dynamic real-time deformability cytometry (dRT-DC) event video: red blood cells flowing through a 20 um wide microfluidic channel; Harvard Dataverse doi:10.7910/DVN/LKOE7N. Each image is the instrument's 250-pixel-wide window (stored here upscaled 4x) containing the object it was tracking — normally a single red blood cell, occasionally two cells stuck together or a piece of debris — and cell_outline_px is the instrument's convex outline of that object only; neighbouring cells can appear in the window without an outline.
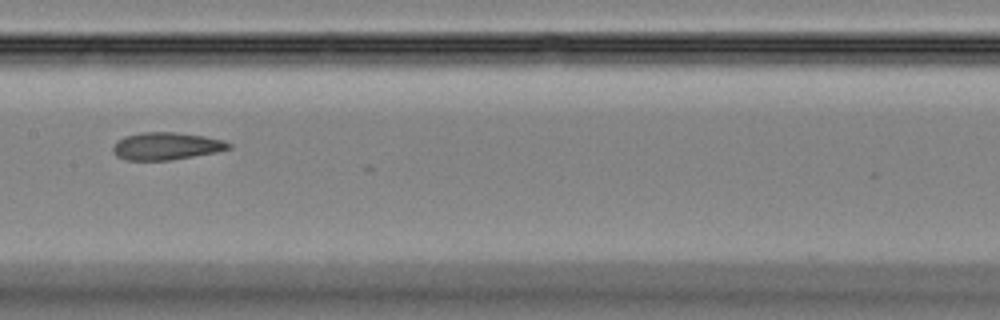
{"species": "Egyptian fruit bat (a non-hibernating species)", "species_latin": "Rousettus aegyptiacus", "temperature_condition": "room temperature", "stored_images_in_passage": 24, "camera_frame_rate_fps": 3000, "um_per_image_px": 0.085, "animal": {"sex": "female"}, "frame": {"image": 1, "passage_image": 23, "time_ms": 7.333, "image_size_px": [1000, 320], "cell_outline_px": [[232, 148], [216, 152], [172, 160], [124, 160], [116, 156], [112, 152], [112, 148], [116, 140], [124, 136], [144, 132], [172, 132], [204, 136], [224, 140], [232, 144]], "centroid_in_image_um": [14.11, 12.42], "position_along_channel_um": 193.3, "area_um2": 18.67}}